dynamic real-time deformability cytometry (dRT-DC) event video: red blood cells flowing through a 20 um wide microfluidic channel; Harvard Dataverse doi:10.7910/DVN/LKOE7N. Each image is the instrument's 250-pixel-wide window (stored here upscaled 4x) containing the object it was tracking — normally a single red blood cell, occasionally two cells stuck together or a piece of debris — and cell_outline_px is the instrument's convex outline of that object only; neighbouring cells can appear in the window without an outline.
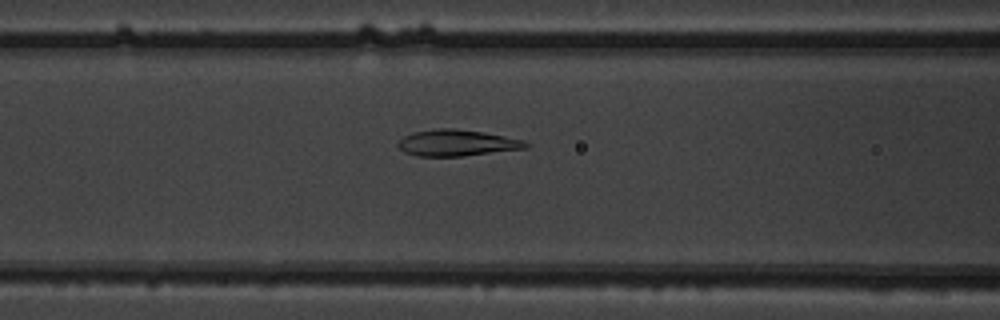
{"species": "common noctule bat (a hibernating species)", "species_latin": "Nyctalus noctula", "temperature_condition": "warm", "stored_images_in_passage": 53, "camera_frame_rate_fps": 3000, "um_per_image_px": 0.085, "animal": {"sex": "male", "body_mass_g": 19.5, "forearm_length_mm": 54.6}, "frame": {"image": 1, "passage_image": 22, "time_ms": 7.0, "image_size_px": [1000, 320], "cell_outline_px": [[532, 144], [528, 148], [460, 156], [416, 156], [404, 152], [396, 144], [404, 136], [416, 132], [440, 128], [452, 128], [484, 132], [524, 140]], "centroid_in_image_um": [38.87, 12.15], "position_along_channel_um": 127.7, "area_um2": 19.48}}
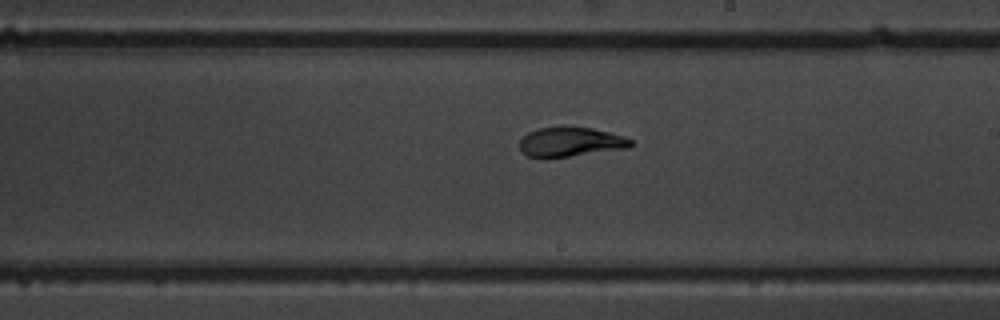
{"frame": {"image": 2, "passage_image": 31, "time_ms": 10.0, "image_size_px": [1000, 320], "cell_outline_px": [[636, 144], [632, 148], [548, 160], [540, 160], [528, 156], [520, 148], [520, 140], [528, 132], [540, 128], [592, 128], [624, 136], [632, 140]], "centroid_in_image_um": [48.54, 12.13], "position_along_channel_um": 240.5, "area_um2": 19.59}}
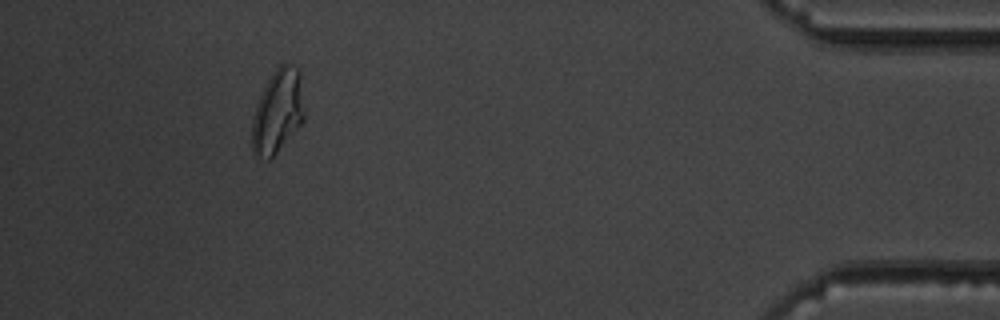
{"frame": {"image": 3, "passage_image": 49, "time_ms": 16.0, "image_size_px": [1000, 320], "cell_outline_px": [[304, 120], [276, 152], [268, 160], [256, 160], [252, 156], [252, 120], [256, 104], [272, 72], [280, 64], [288, 64], [296, 68], [300, 72], [304, 112]], "centroid_in_image_um": [23.57, 9.51], "position_along_channel_um": 411.6, "area_um2": 25.43}, "authors_computed_cell_mechanics": {"area_um2": 20.6346, "velocity_mm_per_s": 3.772, "shape_relaxation_time_tau1_ms": 8.9147, "shape_relaxation_time_tau2_ms": 1.0814, "deformation_change_tau1": 0.2599, "deformation_change_tau2": 0.0784}}